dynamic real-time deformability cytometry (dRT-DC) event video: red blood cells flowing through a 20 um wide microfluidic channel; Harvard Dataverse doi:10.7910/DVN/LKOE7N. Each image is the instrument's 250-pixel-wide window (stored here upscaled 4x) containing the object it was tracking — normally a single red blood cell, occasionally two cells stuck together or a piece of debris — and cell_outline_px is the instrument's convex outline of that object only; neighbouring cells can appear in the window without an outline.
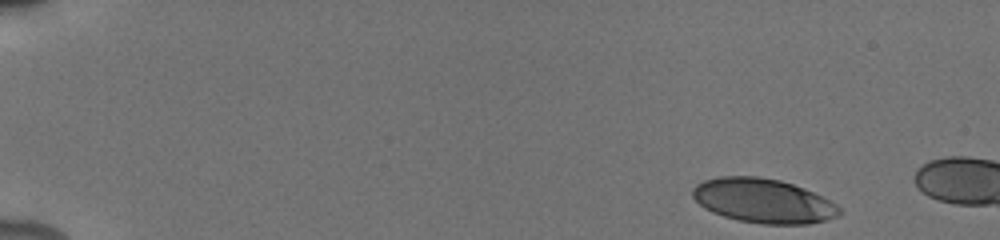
{"species": "human", "species_latin": "Homo sapiens", "temperature_condition": "cold", "stored_images_in_passage": 16, "camera_frame_rate_fps": 3000, "um_per_image_px": 0.085, "donor": {"sex": "male"}, "frame": {"image": 1, "passage_image": 1, "time_ms": 0.0, "image_size_px": [1000, 240], "cell_outline_px": [[840, 212], [836, 216], [824, 220], [808, 224], [764, 224], [740, 220], [724, 216], [712, 212], [704, 208], [692, 196], [692, 188], [696, 184], [704, 180], [720, 176], [756, 176], [780, 180], [804, 188], [832, 200], [840, 208]], "centroid_in_image_um": [64.86, 17.05], "position_along_channel_um": 20.1, "area_um2": 37.8}}